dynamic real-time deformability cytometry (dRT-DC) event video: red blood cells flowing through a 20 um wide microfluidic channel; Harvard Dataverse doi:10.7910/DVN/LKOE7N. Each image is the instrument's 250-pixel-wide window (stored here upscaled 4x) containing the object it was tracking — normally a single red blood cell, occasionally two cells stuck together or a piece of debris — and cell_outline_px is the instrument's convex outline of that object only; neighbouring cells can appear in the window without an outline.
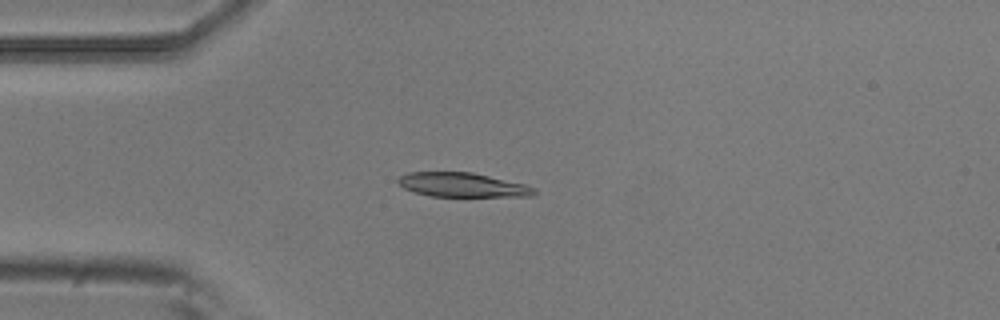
{"species": "common noctule bat (a hibernating species)", "species_latin": "Nyctalus noctula", "temperature_condition": "room temperature", "stored_images_in_passage": 3, "camera_frame_rate_fps": 3000, "um_per_image_px": 0.085, "animal": {"sex": "male", "body_mass_g": 20.5, "forearm_length_mm": 52.5}, "frame": {"image": 1, "passage_image": 3, "time_ms": 0.667, "image_size_px": [1000, 320], "cell_outline_px": [[536, 192], [532, 196], [432, 196], [412, 192], [404, 188], [396, 180], [400, 176], [408, 172], [472, 172], [524, 184], [536, 188]], "centroid_in_image_um": [39.28, 15.71], "position_along_channel_um": 45.7, "area_um2": 19.13}}